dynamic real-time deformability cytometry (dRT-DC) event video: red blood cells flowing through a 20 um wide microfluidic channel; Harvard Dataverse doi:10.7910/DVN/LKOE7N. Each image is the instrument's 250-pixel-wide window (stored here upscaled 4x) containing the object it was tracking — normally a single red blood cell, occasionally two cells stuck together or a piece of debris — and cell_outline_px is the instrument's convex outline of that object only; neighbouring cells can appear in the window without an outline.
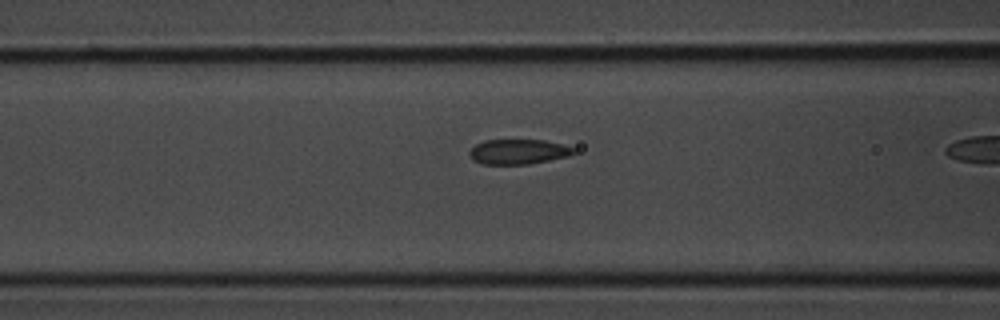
{"species": "common noctule bat (a hibernating species)", "species_latin": "Nyctalus noctula", "temperature_condition": "room temperature", "stored_images_in_passage": 22, "camera_frame_rate_fps": 3000, "um_per_image_px": 0.085, "animal": {"sex": "male", "body_mass_g": 20.1, "forearm_length_mm": 53.5}, "frame": {"image": 1, "passage_image": 10, "time_ms": 3.0, "image_size_px": [1000, 320], "cell_outline_px": [[576, 152], [568, 156], [528, 164], [480, 164], [472, 160], [468, 152], [476, 144], [484, 140], [544, 140], [576, 148]], "centroid_in_image_um": [44.03, 12.9], "position_along_channel_um": 122.6, "area_um2": 15.14}}
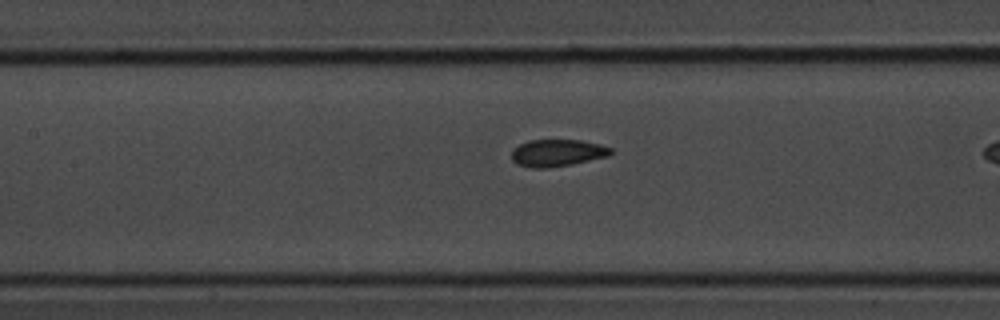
{"frame": {"image": 2, "passage_image": 13, "time_ms": 4.0, "image_size_px": [1000, 320], "cell_outline_px": [[612, 152], [608, 156], [572, 164], [544, 168], [532, 168], [516, 164], [512, 160], [512, 148], [528, 140], [580, 140], [600, 144], [612, 148]], "centroid_in_image_um": [47.35, 12.99], "position_along_channel_um": 160.1, "area_um2": 15.66}}
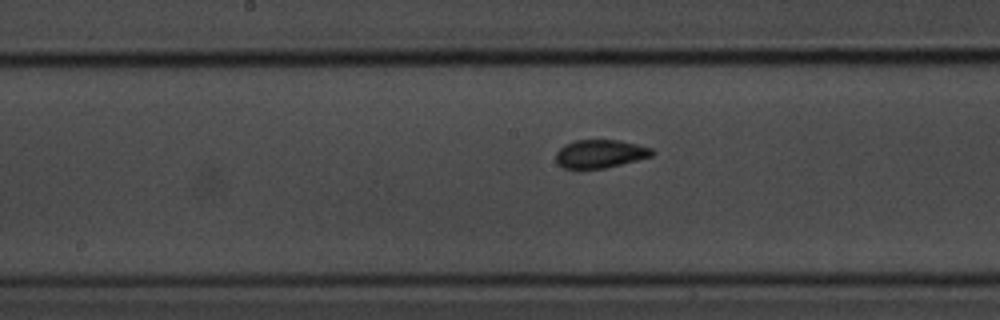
{"frame": {"image": 3, "passage_image": 16, "time_ms": 5.0, "image_size_px": [1000, 320], "cell_outline_px": [[656, 152], [652, 156], [604, 168], [564, 168], [556, 164], [556, 152], [564, 144], [576, 140], [620, 140], [652, 148]], "centroid_in_image_um": [51.0, 13.06], "position_along_channel_um": 197.2, "area_um2": 15.78}}